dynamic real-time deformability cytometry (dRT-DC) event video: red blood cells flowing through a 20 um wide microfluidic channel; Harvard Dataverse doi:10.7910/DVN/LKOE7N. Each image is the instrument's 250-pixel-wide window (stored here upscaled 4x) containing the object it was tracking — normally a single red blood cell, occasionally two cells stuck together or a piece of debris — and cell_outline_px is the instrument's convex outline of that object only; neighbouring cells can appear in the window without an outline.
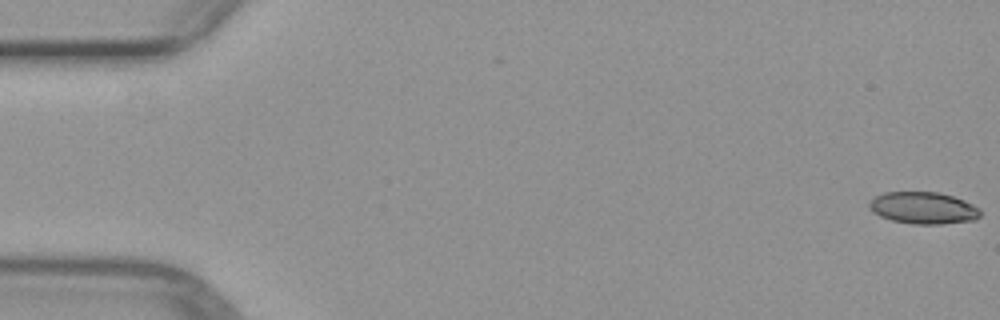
{"species": "common noctule bat (a hibernating species)", "species_latin": "Nyctalus noctula", "temperature_condition": "warm", "stored_images_in_passage": 51, "camera_frame_rate_fps": 3000, "um_per_image_px": 0.085, "animal": {"sex": "female", "body_mass_g": 29.2, "forearm_length_mm": 56.3}, "frame": {"image": 1, "passage_image": 1, "time_ms": 0.0, "image_size_px": [1000, 320], "cell_outline_px": [[980, 216], [976, 220], [944, 224], [912, 224], [892, 220], [880, 216], [872, 212], [868, 208], [868, 204], [876, 196], [884, 192], [936, 192], [952, 196], [964, 200], [980, 208]], "centroid_in_image_um": [78.49, 17.68], "position_along_channel_um": 6.5, "area_um2": 20.75}}
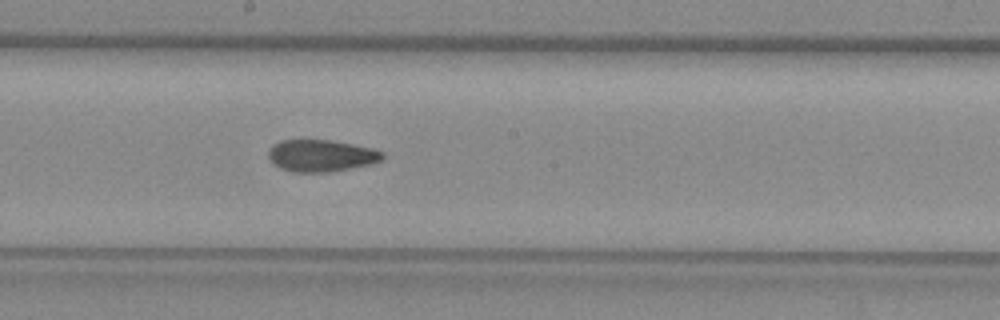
{"frame": {"image": 2, "passage_image": 28, "time_ms": 9.0, "image_size_px": [1000, 320], "cell_outline_px": [[384, 160], [372, 164], [328, 172], [292, 172], [280, 168], [272, 164], [268, 156], [268, 148], [272, 144], [280, 140], [332, 140], [372, 148], [384, 152]], "centroid_in_image_um": [27.28, 13.23], "position_along_channel_um": 220.9, "area_um2": 21.5}}
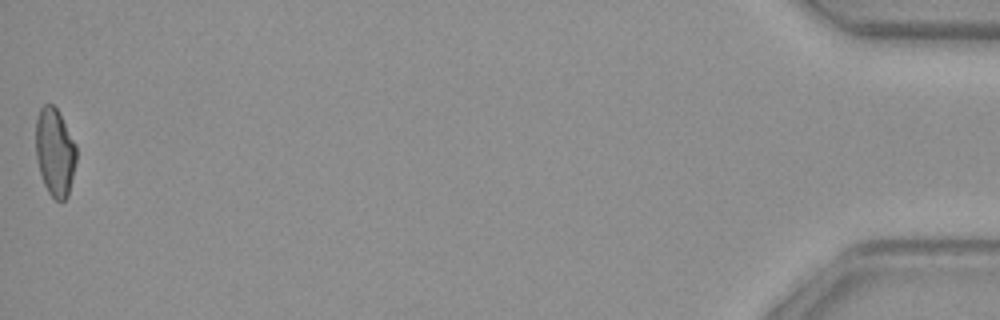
{"frame": {"image": 3, "passage_image": 51, "time_ms": 16.667, "image_size_px": [1000, 320], "cell_outline_px": [[76, 160], [68, 196], [64, 200], [56, 200], [48, 192], [44, 184], [36, 160], [36, 120], [40, 108], [44, 104], [52, 104], [60, 112], [76, 144]], "centroid_in_image_um": [4.67, 12.9], "position_along_channel_um": 430.5, "area_um2": 20.87}}